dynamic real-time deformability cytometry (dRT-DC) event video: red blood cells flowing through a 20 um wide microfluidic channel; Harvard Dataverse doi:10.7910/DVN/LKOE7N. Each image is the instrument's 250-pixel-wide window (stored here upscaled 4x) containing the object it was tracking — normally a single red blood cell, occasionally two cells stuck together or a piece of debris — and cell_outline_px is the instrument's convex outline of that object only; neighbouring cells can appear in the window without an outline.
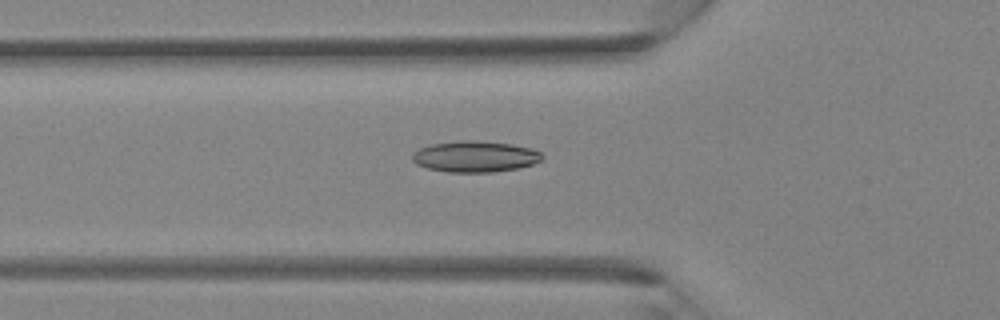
{"species": "Egyptian fruit bat (a non-hibernating species)", "species_latin": "Rousettus aegyptiacus", "temperature_condition": "room temperature", "stored_images_in_passage": 40, "camera_frame_rate_fps": 3000, "um_per_image_px": 0.085, "animal": {"sex": "female"}, "frame": {"image": 1, "passage_image": 14, "time_ms": 4.333, "image_size_px": [1000, 320], "cell_outline_px": [[544, 156], [540, 160], [532, 164], [520, 168], [492, 172], [448, 172], [428, 168], [416, 164], [412, 160], [412, 156], [420, 148], [432, 144], [460, 140], [472, 140], [508, 144], [532, 148], [540, 152]], "centroid_in_image_um": [40.39, 13.31], "position_along_channel_um": 85.4, "area_um2": 23.35}}
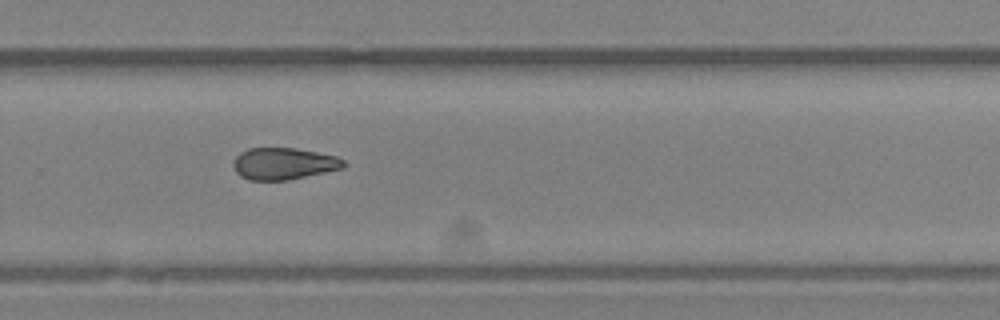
{"frame": {"image": 2, "passage_image": 27, "time_ms": 8.667, "image_size_px": [1000, 320], "cell_outline_px": [[344, 168], [288, 180], [248, 180], [240, 176], [236, 172], [232, 164], [236, 156], [240, 152], [248, 148], [296, 148], [336, 156], [344, 160]], "centroid_in_image_um": [24.08, 13.91], "position_along_channel_um": 305.7, "area_um2": 20.46}}
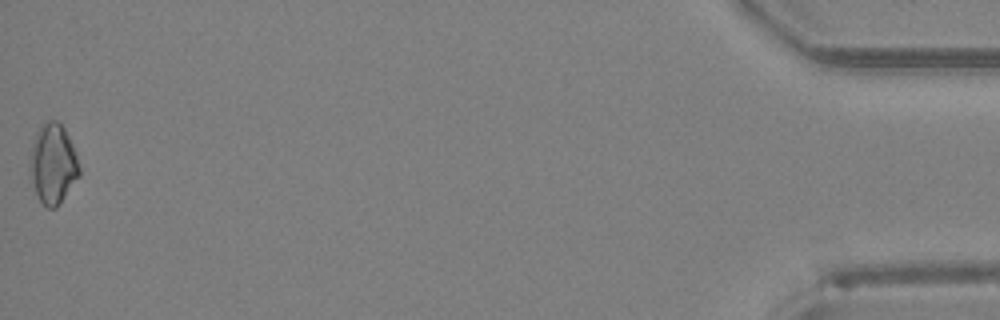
{"frame": {"image": 3, "passage_image": 40, "time_ms": 13.0, "image_size_px": [1000, 320], "cell_outline_px": [[80, 176], [56, 208], [48, 208], [40, 200], [36, 192], [28, 168], [32, 144], [36, 132], [40, 124], [48, 120], [56, 120], [64, 128], [76, 152], [80, 168]], "centroid_in_image_um": [4.5, 13.9], "position_along_channel_um": 430.7, "area_um2": 23.06}}